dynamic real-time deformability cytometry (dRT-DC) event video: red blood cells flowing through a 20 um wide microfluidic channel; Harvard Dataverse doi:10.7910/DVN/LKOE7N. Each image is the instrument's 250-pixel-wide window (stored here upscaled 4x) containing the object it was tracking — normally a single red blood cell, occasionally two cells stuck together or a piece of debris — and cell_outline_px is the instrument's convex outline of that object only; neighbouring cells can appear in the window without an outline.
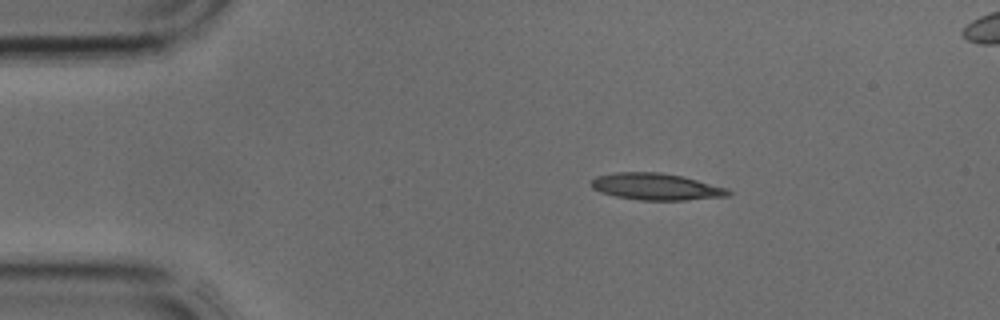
{"species": "common noctule bat (a hibernating species)", "species_latin": "Nyctalus noctula", "temperature_condition": "cold", "stored_images_in_passage": 3, "segment_of_instrument_passage": [1, 2], "camera_frame_rate_fps": 3000, "um_per_image_px": 0.085, "animal": {"sex": "male", "body_mass_g": 17.9, "forearm_length_mm": 54.2}, "frame": {"image": 1, "passage_image": 1, "time_ms": 0.0, "image_size_px": [1000, 320], "cell_outline_px": [[732, 192], [728, 196], [684, 200], [640, 200], [616, 196], [600, 192], [592, 188], [592, 180], [596, 176], [616, 172], [660, 172], [680, 176], [728, 188]], "centroid_in_image_um": [55.76, 15.87], "position_along_channel_um": 29.2, "area_um2": 21.15}}